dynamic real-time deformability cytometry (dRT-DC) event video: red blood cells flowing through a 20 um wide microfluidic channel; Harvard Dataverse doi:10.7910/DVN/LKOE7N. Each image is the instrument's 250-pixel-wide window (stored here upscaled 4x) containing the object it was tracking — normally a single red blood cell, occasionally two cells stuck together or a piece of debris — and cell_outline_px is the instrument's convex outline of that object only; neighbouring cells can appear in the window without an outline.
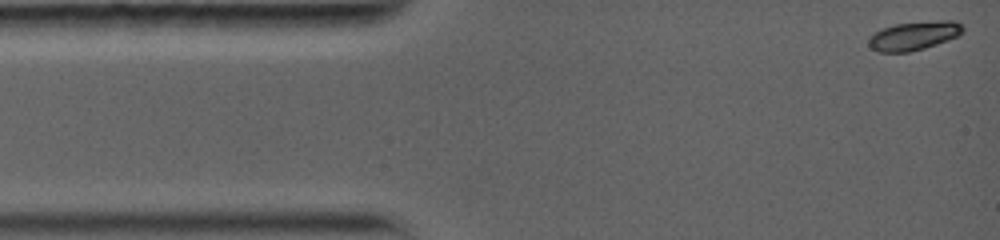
{"species": "common noctule bat (a hibernating species)", "species_latin": "Nyctalus noctula", "temperature_condition": "warm", "stored_images_in_passage": 8, "camera_frame_rate_fps": 5000, "um_per_image_px": 0.085, "animal": {"sex": "female", "body_mass_g": 19.0, "forearm_length_mm": 56.7}, "frame": {"image": 1, "passage_image": 1, "time_ms": 0.0, "image_size_px": [1000, 240], "cell_outline_px": [[964, 32], [960, 36], [924, 48], [908, 52], [880, 52], [872, 48], [868, 44], [868, 36], [872, 32], [896, 24], [944, 20], [956, 20], [964, 28]], "centroid_in_image_um": [77.7, 3.03], "position_along_channel_um": 7.3, "area_um2": 15.84}}
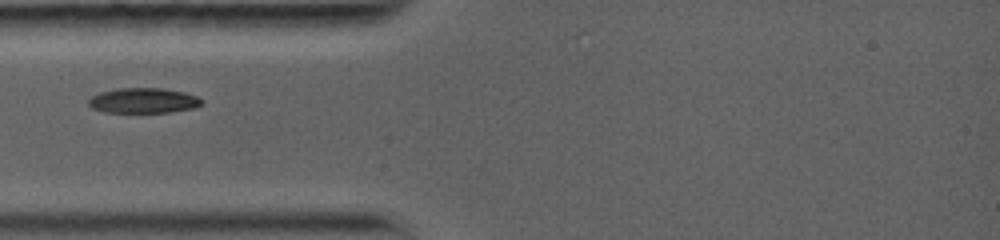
{"frame": {"image": 2, "passage_image": 5, "time_ms": 3.6, "image_size_px": [1000, 240], "cell_outline_px": [[204, 100], [196, 108], [172, 112], [104, 112], [92, 108], [88, 104], [88, 100], [92, 96], [100, 92], [116, 88], [160, 88], [184, 92], [196, 96]], "centroid_in_image_um": [12.19, 8.55], "position_along_channel_um": 72.8, "area_um2": 16.65}}
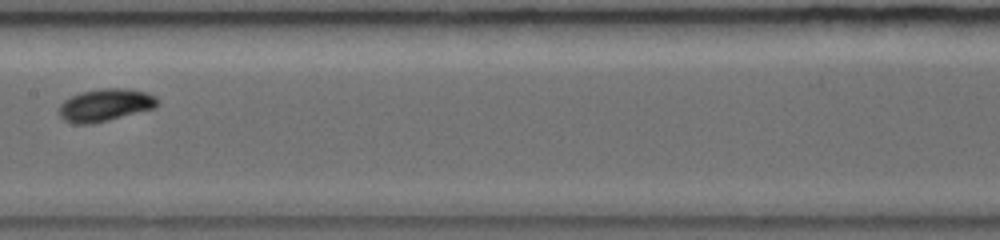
{"frame": {"image": 3, "passage_image": 8, "time_ms": 6.8, "image_size_px": [1000, 240], "cell_outline_px": [[160, 100], [156, 108], [92, 124], [72, 124], [64, 120], [60, 116], [60, 104], [64, 100], [80, 92], [100, 88], [124, 88], [148, 92], [156, 96]], "centroid_in_image_um": [8.98, 8.92], "position_along_channel_um": 198.4, "area_um2": 18.84}}